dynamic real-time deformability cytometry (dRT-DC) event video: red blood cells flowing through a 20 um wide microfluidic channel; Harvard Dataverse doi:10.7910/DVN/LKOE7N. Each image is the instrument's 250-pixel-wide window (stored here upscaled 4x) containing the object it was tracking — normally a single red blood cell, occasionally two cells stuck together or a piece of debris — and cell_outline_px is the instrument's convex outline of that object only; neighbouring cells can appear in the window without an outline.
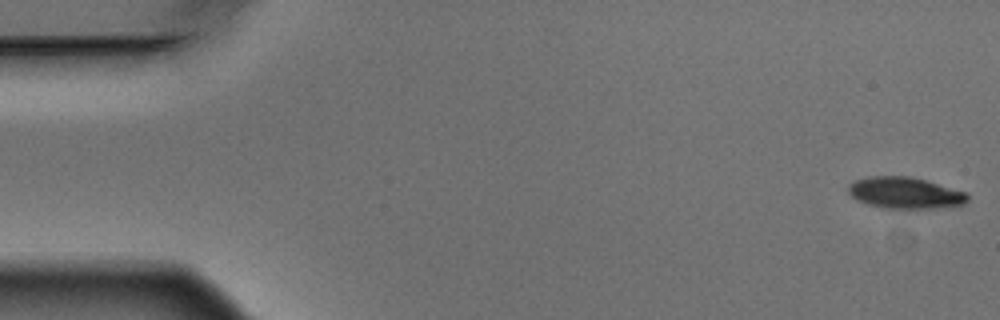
{"species": "Egyptian fruit bat (a non-hibernating species)", "species_latin": "Rousettus aegyptiacus", "temperature_condition": "warm", "stored_images_in_passage": 4, "camera_frame_rate_fps": 3000, "um_per_image_px": 0.085, "animal": {"sex": "male"}, "frame": {"image": 1, "passage_image": 1, "time_ms": 0.0, "image_size_px": [1000, 320], "cell_outline_px": [[968, 200], [964, 204], [932, 208], [884, 208], [868, 204], [856, 200], [848, 192], [848, 184], [856, 180], [868, 176], [908, 176], [924, 180], [968, 192]], "centroid_in_image_um": [76.91, 16.39], "position_along_channel_um": 8.1, "area_um2": 21.73}}